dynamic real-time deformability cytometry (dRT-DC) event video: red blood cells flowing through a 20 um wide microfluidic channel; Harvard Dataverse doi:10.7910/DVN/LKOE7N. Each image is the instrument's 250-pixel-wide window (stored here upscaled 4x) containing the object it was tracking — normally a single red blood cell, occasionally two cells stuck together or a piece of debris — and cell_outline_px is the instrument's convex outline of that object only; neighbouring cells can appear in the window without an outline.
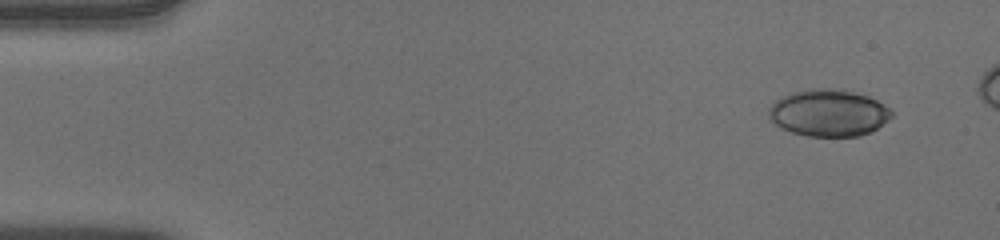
{"species": "human", "species_latin": "Homo sapiens", "temperature_condition": "warm", "stored_images_in_passage": 46, "camera_frame_rate_fps": 3000, "um_per_image_px": 0.085, "donor": {"sex": "male"}, "frame": {"image": 1, "passage_image": 1, "time_ms": 0.0, "image_size_px": [1000, 240], "cell_outline_px": [[892, 116], [888, 120], [872, 132], [860, 136], [808, 136], [792, 132], [776, 124], [768, 116], [768, 108], [776, 100], [792, 92], [808, 88], [844, 88], [868, 96], [876, 100], [888, 108], [892, 112]], "centroid_in_image_um": [70.44, 9.58], "position_along_channel_um": 14.6, "area_um2": 33.7}}
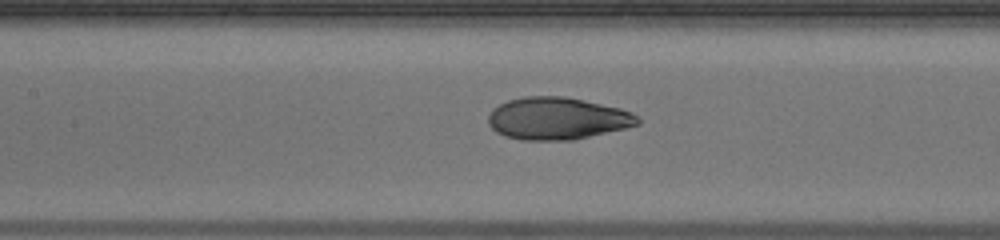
{"frame": {"image": 2, "passage_image": 22, "time_ms": 7.0, "image_size_px": [1000, 240], "cell_outline_px": [[640, 124], [624, 128], [572, 140], [524, 140], [504, 136], [496, 132], [488, 124], [488, 116], [492, 108], [508, 100], [524, 96], [564, 96], [584, 100], [620, 108], [632, 112], [640, 120]], "centroid_in_image_um": [47.34, 10.06], "position_along_channel_um": 160.1, "area_um2": 36.76}}
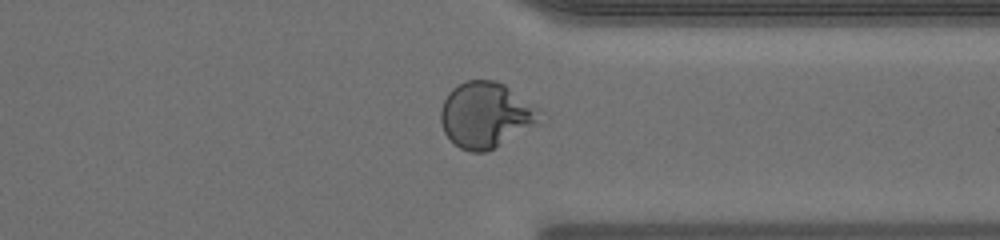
{"frame": {"image": 3, "passage_image": 38, "time_ms": 12.333, "image_size_px": [1000, 240], "cell_outline_px": [[548, 120], [488, 152], [472, 152], [460, 148], [444, 132], [440, 120], [440, 112], [444, 100], [448, 92], [456, 84], [464, 80], [496, 80], [504, 84], [540, 108], [544, 112]], "centroid_in_image_um": [41.38, 9.77], "position_along_channel_um": 370.0, "area_um2": 38.96}}